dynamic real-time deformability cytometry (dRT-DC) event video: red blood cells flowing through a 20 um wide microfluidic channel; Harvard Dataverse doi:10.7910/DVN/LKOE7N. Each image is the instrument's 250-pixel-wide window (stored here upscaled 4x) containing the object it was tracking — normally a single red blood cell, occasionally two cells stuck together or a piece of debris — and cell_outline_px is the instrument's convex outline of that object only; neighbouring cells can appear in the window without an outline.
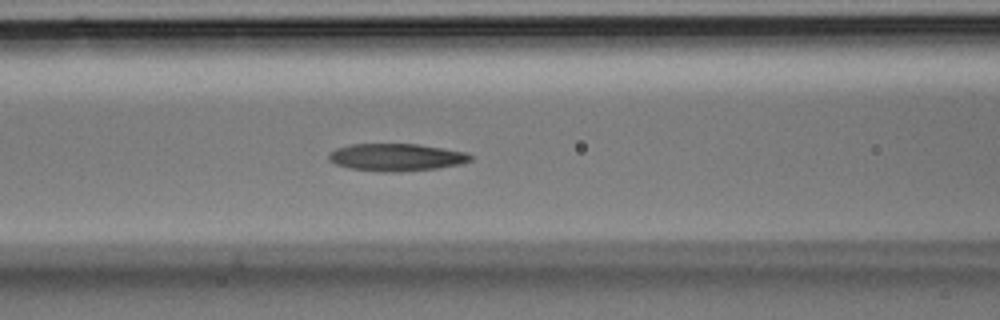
{"species": "Egyptian fruit bat (a non-hibernating species)", "species_latin": "Rousettus aegyptiacus", "temperature_condition": "room temperature", "stored_images_in_passage": 35, "camera_frame_rate_fps": 3000, "um_per_image_px": 0.085, "animal": {"sex": "male"}, "frame": {"image": 1, "passage_image": 13, "time_ms": 4.0, "image_size_px": [1000, 320], "cell_outline_px": [[472, 160], [460, 164], [436, 168], [400, 172], [384, 172], [348, 168], [336, 164], [328, 160], [328, 156], [336, 148], [352, 144], [416, 144], [468, 152], [472, 156]], "centroid_in_image_um": [33.69, 13.37], "position_along_channel_um": 132.9, "area_um2": 22.6}}
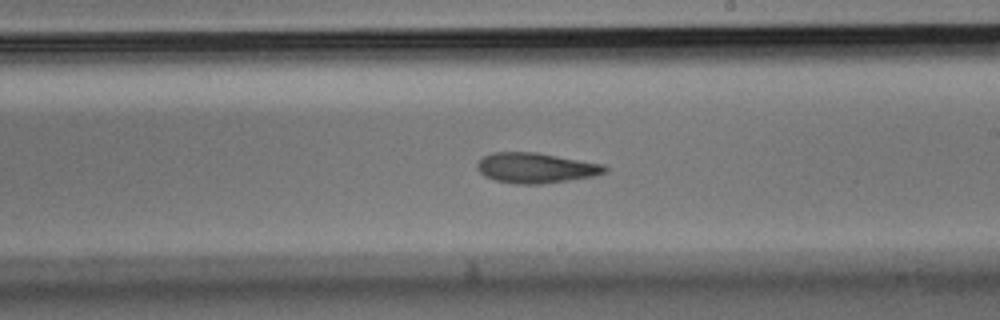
{"frame": {"image": 2, "passage_image": 19, "time_ms": 6.0, "image_size_px": [1000, 320], "cell_outline_px": [[608, 172], [592, 176], [568, 180], [540, 184], [516, 184], [496, 180], [484, 176], [476, 168], [476, 164], [484, 156], [492, 152], [536, 152], [604, 164], [608, 168]], "centroid_in_image_um": [45.54, 14.27], "position_along_channel_um": 243.5, "area_um2": 22.48}}
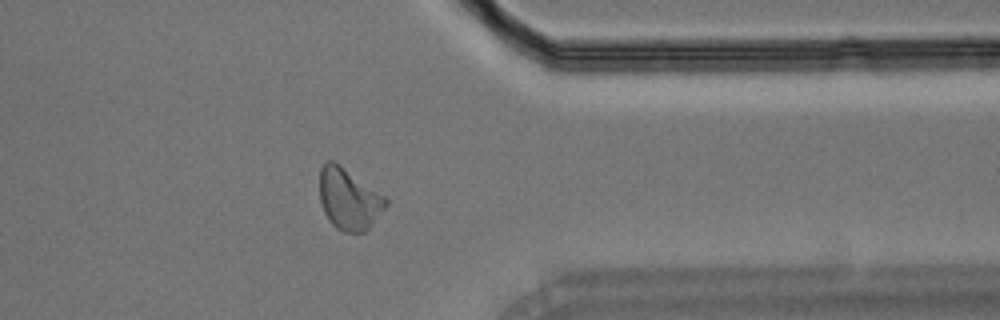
{"frame": {"image": 3, "passage_image": 27, "time_ms": 8.667, "image_size_px": [1000, 320], "cell_outline_px": [[388, 204], [372, 224], [364, 232], [344, 232], [336, 228], [328, 220], [324, 212], [320, 200], [320, 168], [328, 160], [332, 160], [340, 164], [384, 196], [388, 200]], "centroid_in_image_um": [29.64, 16.92], "position_along_channel_um": 381.8, "area_um2": 23.47}}